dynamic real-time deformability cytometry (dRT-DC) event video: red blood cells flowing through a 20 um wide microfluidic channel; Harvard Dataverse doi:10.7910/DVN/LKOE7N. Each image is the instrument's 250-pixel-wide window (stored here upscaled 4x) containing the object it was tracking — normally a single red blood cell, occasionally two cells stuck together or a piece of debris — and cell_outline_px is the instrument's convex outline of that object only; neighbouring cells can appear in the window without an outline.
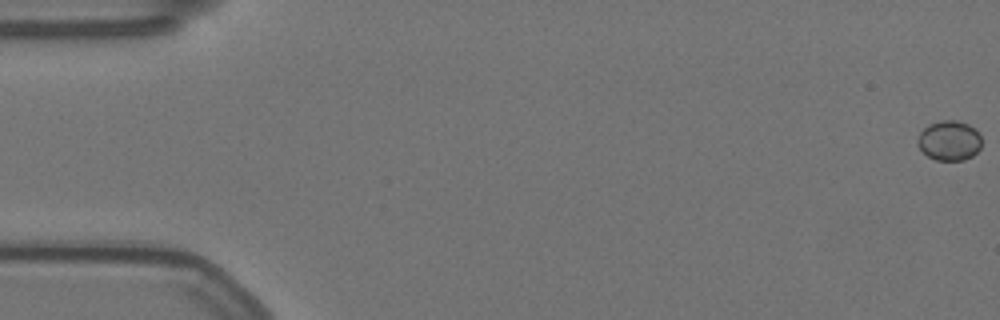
{"species": "Egyptian fruit bat (a non-hibernating species)", "species_latin": "Rousettus aegyptiacus", "temperature_condition": "warm", "stored_images_in_passage": 59, "camera_frame_rate_fps": 3000, "um_per_image_px": 0.085, "animal": {"sex": "female"}, "frame": {"image": 1, "passage_image": 1, "time_ms": 0.0, "image_size_px": [1000, 320], "cell_outline_px": [[980, 148], [972, 156], [964, 160], [936, 160], [928, 156], [920, 148], [916, 140], [920, 132], [928, 124], [940, 120], [956, 120], [968, 124], [980, 132]], "centroid_in_image_um": [80.68, 11.93], "position_along_channel_um": 4.3, "area_um2": 14.91}}
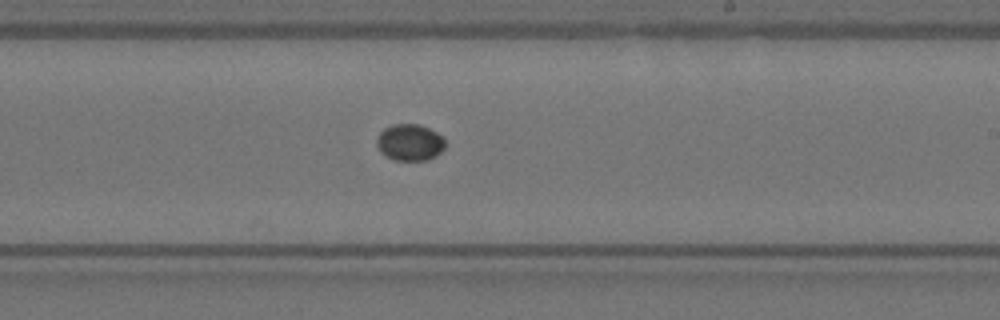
{"frame": {"image": 2, "passage_image": 35, "time_ms": 11.333, "image_size_px": [1000, 320], "cell_outline_px": [[444, 148], [436, 156], [428, 160], [392, 160], [380, 152], [376, 144], [376, 140], [380, 132], [384, 128], [392, 124], [420, 124], [436, 132], [444, 140]], "centroid_in_image_um": [34.8, 12.11], "position_along_channel_um": 254.2, "area_um2": 14.62}}
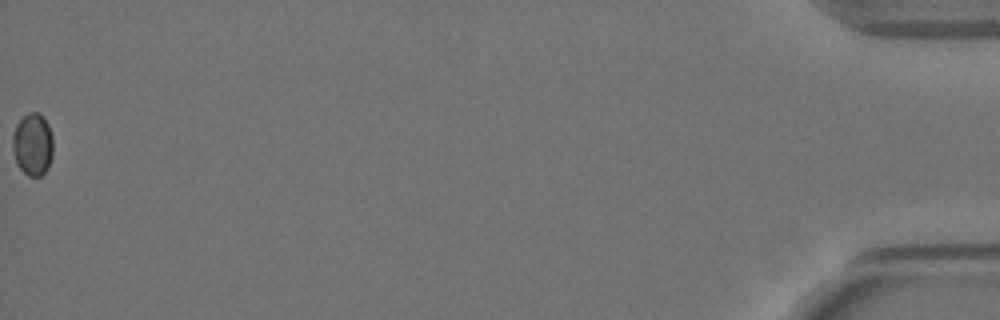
{"frame": {"image": 3, "passage_image": 59, "time_ms": 19.333, "image_size_px": [1000, 320], "cell_outline_px": [[52, 156], [48, 168], [40, 176], [28, 176], [16, 164], [12, 148], [12, 136], [16, 124], [28, 112], [40, 112], [44, 116], [48, 124], [52, 136]], "centroid_in_image_um": [2.77, 12.25], "position_along_channel_um": 432.4, "area_um2": 14.91}}